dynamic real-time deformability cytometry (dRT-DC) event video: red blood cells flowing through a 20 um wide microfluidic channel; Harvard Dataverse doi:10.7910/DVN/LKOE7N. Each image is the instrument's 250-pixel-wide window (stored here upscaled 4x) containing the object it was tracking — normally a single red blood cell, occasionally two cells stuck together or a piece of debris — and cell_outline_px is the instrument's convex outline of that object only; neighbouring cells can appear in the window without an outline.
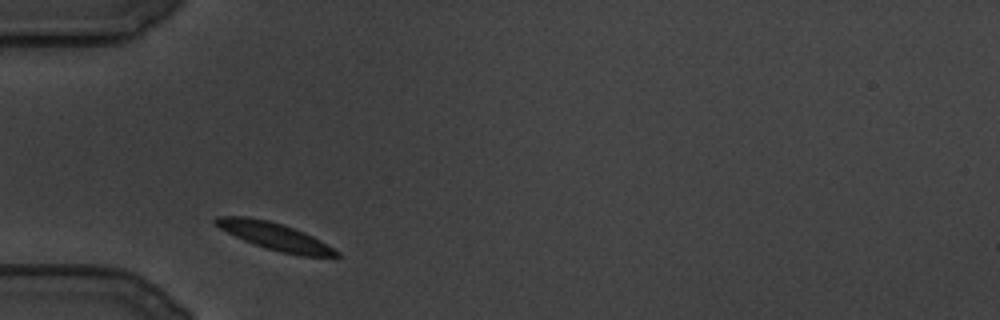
{"species": "common noctule bat (a hibernating species)", "species_latin": "Nyctalus noctula", "temperature_condition": "cold", "stored_images_in_passage": 71, "camera_frame_rate_fps": 3000, "um_per_image_px": 0.085, "animal": {"sex": "male", "body_mass_g": 19.5, "forearm_length_mm": 54.6}, "frame": {"image": 1, "passage_image": 1, "time_ms": 0.0, "image_size_px": [1000, 320], "cell_outline_px": [[340, 256], [300, 256], [280, 252], [244, 240], [220, 228], [212, 220], [216, 216], [244, 216], [268, 220], [304, 232], [320, 240], [340, 252]], "centroid_in_image_um": [23.36, 20.08], "position_along_channel_um": 61.6, "area_um2": 18.79}}
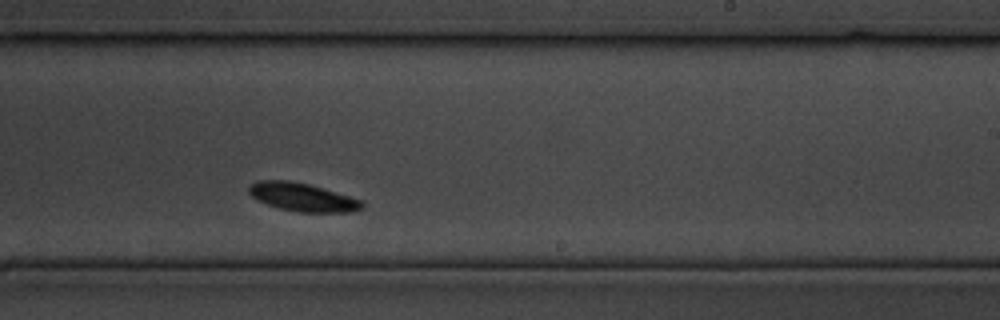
{"frame": {"image": 2, "passage_image": 40, "time_ms": 13.0, "image_size_px": [1000, 320], "cell_outline_px": [[364, 208], [352, 212], [296, 212], [280, 208], [268, 204], [252, 196], [248, 192], [248, 188], [252, 184], [260, 180], [288, 180], [308, 184], [348, 196], [360, 200], [364, 204]], "centroid_in_image_um": [25.72, 16.76], "position_along_channel_um": 263.3, "area_um2": 18.32}}
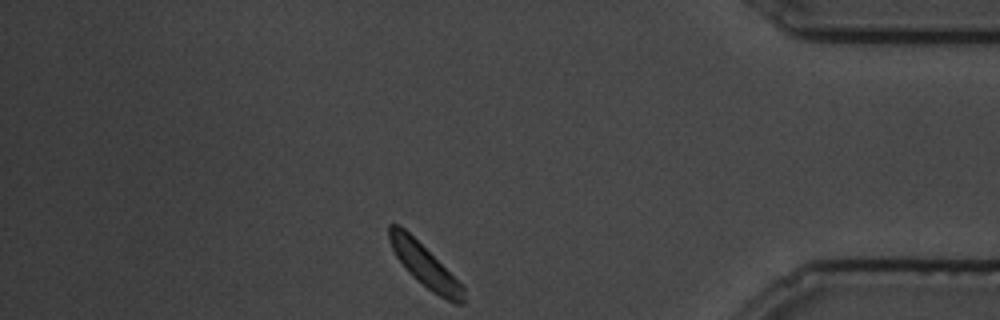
{"frame": {"image": 3, "passage_image": 71, "time_ms": 23.333, "image_size_px": [1000, 320], "cell_outline_px": [[464, 304], [456, 304], [432, 292], [416, 280], [408, 272], [396, 256], [388, 240], [388, 224], [400, 224], [464, 288]], "centroid_in_image_um": [36.03, 22.57], "position_along_channel_um": 399.2, "area_um2": 17.69}}